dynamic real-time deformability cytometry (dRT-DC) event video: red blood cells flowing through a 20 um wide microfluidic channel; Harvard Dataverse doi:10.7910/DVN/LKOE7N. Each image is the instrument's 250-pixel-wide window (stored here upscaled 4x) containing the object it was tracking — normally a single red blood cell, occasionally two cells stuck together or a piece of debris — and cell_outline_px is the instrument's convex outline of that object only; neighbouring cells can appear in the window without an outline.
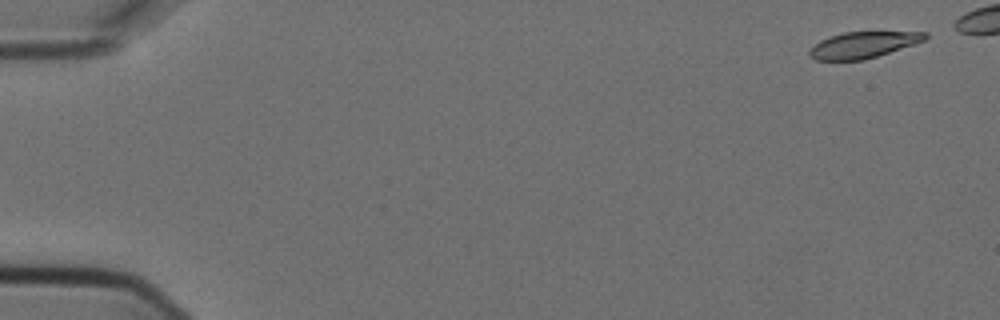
{"species": "Egyptian fruit bat (a non-hibernating species)", "species_latin": "Rousettus aegyptiacus", "temperature_condition": "cold", "stored_images_in_passage": 3, "camera_frame_rate_fps": 3000, "um_per_image_px": 0.085, "animal": {"sex": "female"}, "frame": {"image": 1, "passage_image": 1, "time_ms": 0.0, "image_size_px": [1000, 320], "cell_outline_px": [[928, 36], [924, 40], [864, 60], [816, 60], [808, 56], [808, 52], [820, 40], [844, 32], [928, 32]], "centroid_in_image_um": [73.33, 3.82], "position_along_channel_um": 11.7, "area_um2": 17.28}}